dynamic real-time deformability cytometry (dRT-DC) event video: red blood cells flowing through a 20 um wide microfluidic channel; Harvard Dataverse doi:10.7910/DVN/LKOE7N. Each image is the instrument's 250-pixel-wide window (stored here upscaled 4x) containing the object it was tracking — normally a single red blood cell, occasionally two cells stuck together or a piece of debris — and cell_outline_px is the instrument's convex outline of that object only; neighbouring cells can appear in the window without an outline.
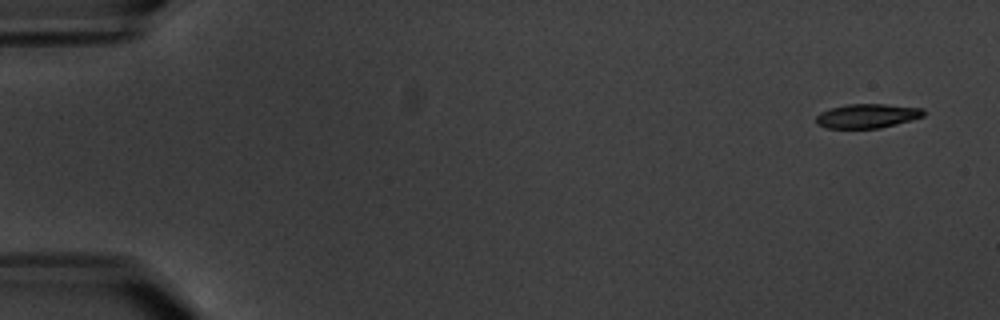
{"species": "common noctule bat (a hibernating species)", "species_latin": "Nyctalus noctula", "temperature_condition": "warm", "stored_images_in_passage": 4, "camera_frame_rate_fps": 3000, "um_per_image_px": 0.085, "animal": {"sex": "male", "body_mass_g": 20.1, "forearm_length_mm": 53.5}, "frame": {"image": 1, "passage_image": 1, "time_ms": 0.0, "image_size_px": [1000, 320], "cell_outline_px": [[924, 116], [896, 124], [880, 128], [828, 128], [816, 124], [816, 116], [820, 112], [828, 108], [848, 104], [884, 104], [924, 108]], "centroid_in_image_um": [73.69, 9.85], "position_along_channel_um": 11.3, "area_um2": 15.2}}